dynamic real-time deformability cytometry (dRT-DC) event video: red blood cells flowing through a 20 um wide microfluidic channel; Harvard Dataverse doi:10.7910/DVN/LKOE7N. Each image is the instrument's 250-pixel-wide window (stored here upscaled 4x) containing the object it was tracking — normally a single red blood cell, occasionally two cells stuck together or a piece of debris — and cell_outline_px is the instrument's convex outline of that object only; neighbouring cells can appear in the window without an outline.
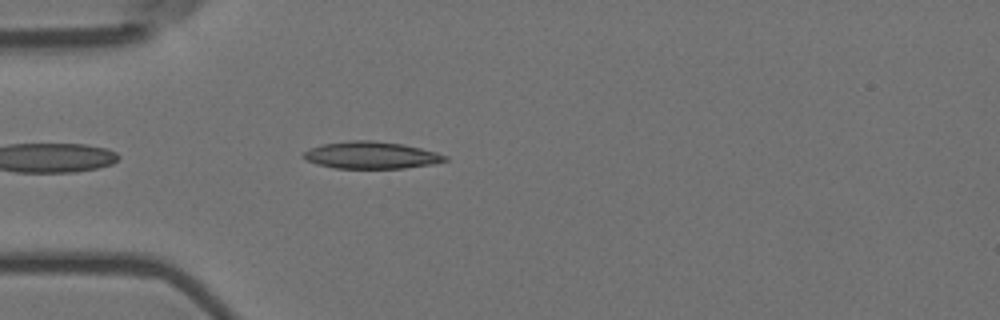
{"species": "Egyptian fruit bat (a non-hibernating species)", "species_latin": "Rousettus aegyptiacus", "temperature_condition": "room temperature", "stored_images_in_passage": 7, "camera_frame_rate_fps": 3000, "um_per_image_px": 0.085, "animal": {"sex": "female"}, "frame": {"image": 1, "passage_image": 3, "time_ms": 0.667, "image_size_px": [1000, 320], "cell_outline_px": [[448, 160], [432, 164], [404, 168], [336, 168], [316, 164], [300, 156], [304, 152], [312, 148], [324, 144], [352, 140], [372, 140], [400, 144], [420, 148], [436, 152], [448, 156]], "centroid_in_image_um": [31.56, 13.19], "position_along_channel_um": 53.4, "area_um2": 22.08}}
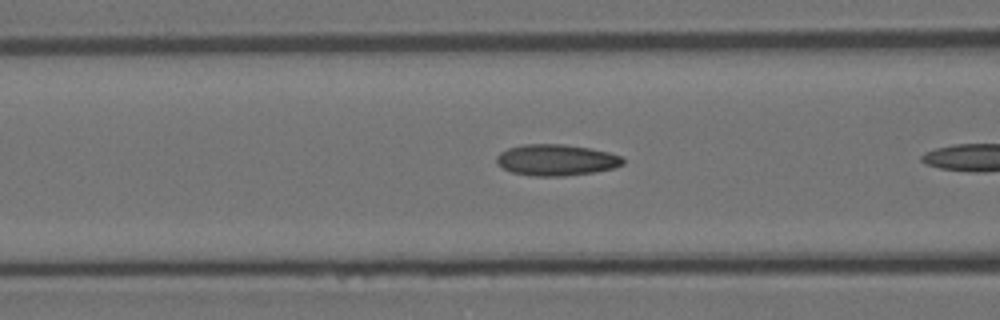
{"frame": {"image": 2, "passage_image": 6, "time_ms": 1.667, "image_size_px": [1000, 320], "cell_outline_px": [[624, 164], [612, 168], [592, 172], [564, 176], [532, 176], [512, 172], [496, 164], [496, 156], [500, 152], [508, 148], [524, 144], [564, 144], [588, 148], [608, 152], [620, 156], [624, 160]], "centroid_in_image_um": [47.24, 13.6], "position_along_channel_um": 119.4, "area_um2": 22.89}}